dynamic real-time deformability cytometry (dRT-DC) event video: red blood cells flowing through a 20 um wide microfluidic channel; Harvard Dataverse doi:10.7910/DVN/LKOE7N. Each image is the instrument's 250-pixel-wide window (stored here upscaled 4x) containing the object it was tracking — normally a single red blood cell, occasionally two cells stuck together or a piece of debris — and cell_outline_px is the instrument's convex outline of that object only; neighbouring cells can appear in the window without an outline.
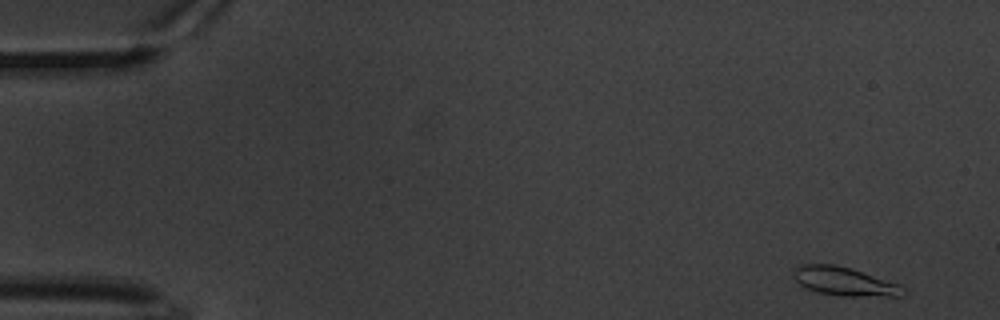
{"species": "common noctule bat (a hibernating species)", "species_latin": "Nyctalus noctula", "temperature_condition": "warm", "stored_images_in_passage": 59, "camera_frame_rate_fps": 3000, "um_per_image_px": 0.085, "animal": {"sex": "male", "body_mass_g": 20.1, "forearm_length_mm": 53.5}, "frame": {"image": 1, "passage_image": 1, "time_ms": 0.0, "image_size_px": [1000, 320], "cell_outline_px": [[908, 292], [900, 296], [840, 296], [820, 292], [808, 288], [800, 284], [792, 276], [792, 272], [800, 264], [832, 264], [852, 268], [900, 284]], "centroid_in_image_um": [71.81, 23.91], "position_along_channel_um": 13.2, "area_um2": 18.32}}
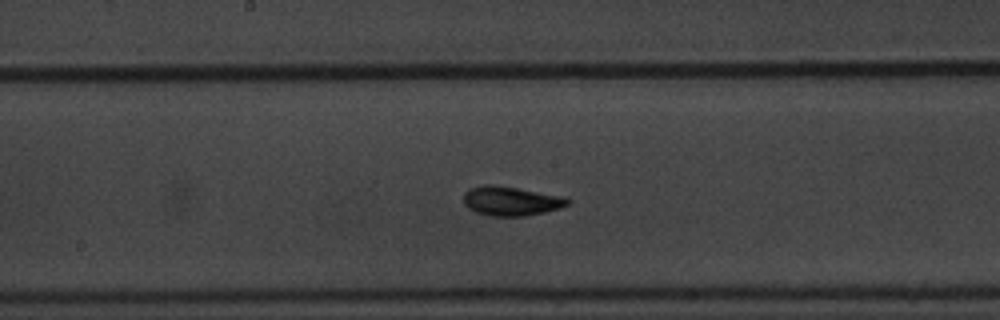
{"frame": {"image": 2, "passage_image": 30, "time_ms": 9.667, "image_size_px": [1000, 320], "cell_outline_px": [[572, 200], [568, 204], [560, 208], [544, 212], [524, 216], [488, 216], [476, 212], [468, 208], [464, 204], [464, 192], [468, 188], [484, 184], [496, 184], [564, 196]], "centroid_in_image_um": [43.42, 17.07], "position_along_channel_um": 204.8, "area_um2": 18.03}}
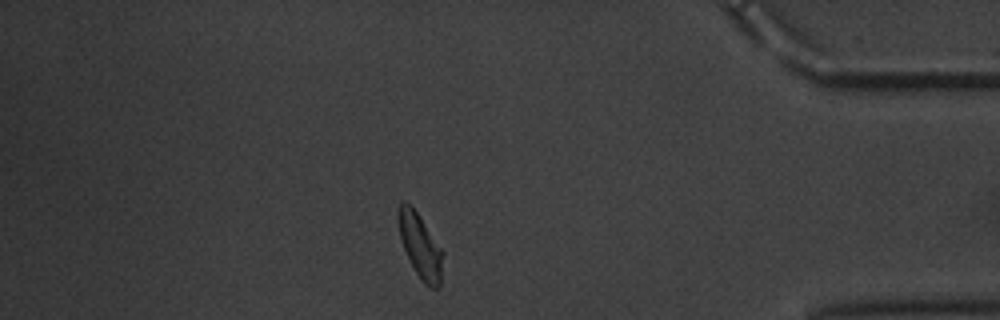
{"frame": {"image": 3, "passage_image": 51, "time_ms": 16.667, "image_size_px": [1000, 320], "cell_outline_px": [[444, 252], [440, 288], [432, 288], [424, 284], [416, 272], [404, 248], [400, 236], [396, 220], [396, 212], [400, 204], [404, 200], [416, 212]], "centroid_in_image_um": [35.72, 20.91], "position_along_channel_um": 399.5, "area_um2": 16.53}, "authors_computed_cell_mechanics": {"area_um2": 16.7042, "velocity_mm_per_s": 3.2695, "shape_relaxation_time_tau1_ms": 2.3502, "shape_relaxation_time_tau2_ms": 1.7749, "deformation_change_tau1": 0.1432, "deformation_change_tau2": 0.0689}}